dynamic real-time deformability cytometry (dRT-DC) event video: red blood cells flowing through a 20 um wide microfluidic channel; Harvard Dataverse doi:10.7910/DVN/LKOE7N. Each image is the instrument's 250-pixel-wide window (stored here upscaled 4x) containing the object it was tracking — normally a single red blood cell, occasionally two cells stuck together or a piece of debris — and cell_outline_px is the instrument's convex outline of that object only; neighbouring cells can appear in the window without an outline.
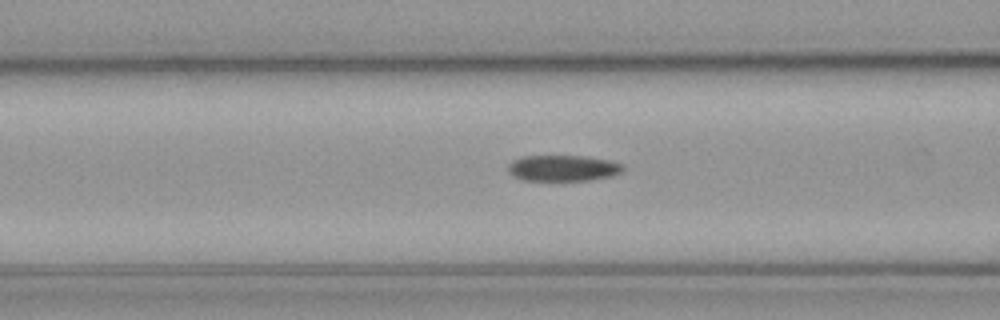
{"species": "common noctule bat (a hibernating species)", "species_latin": "Nyctalus noctula", "temperature_condition": "cold", "stored_images_in_passage": 15, "camera_frame_rate_fps": 3000, "um_per_image_px": 0.085, "animal": {"sex": "male", "body_mass_g": 23.1, "forearm_length_mm": 52.7}, "frame": {"image": 1, "passage_image": 13, "time_ms": 4.0, "image_size_px": [1000, 320], "cell_outline_px": [[624, 168], [620, 172], [612, 176], [588, 180], [520, 180], [512, 176], [508, 172], [508, 164], [512, 160], [524, 156], [584, 156], [608, 160], [624, 164]], "centroid_in_image_um": [47.82, 14.29], "position_along_channel_um": 118.8, "area_um2": 17.46}}